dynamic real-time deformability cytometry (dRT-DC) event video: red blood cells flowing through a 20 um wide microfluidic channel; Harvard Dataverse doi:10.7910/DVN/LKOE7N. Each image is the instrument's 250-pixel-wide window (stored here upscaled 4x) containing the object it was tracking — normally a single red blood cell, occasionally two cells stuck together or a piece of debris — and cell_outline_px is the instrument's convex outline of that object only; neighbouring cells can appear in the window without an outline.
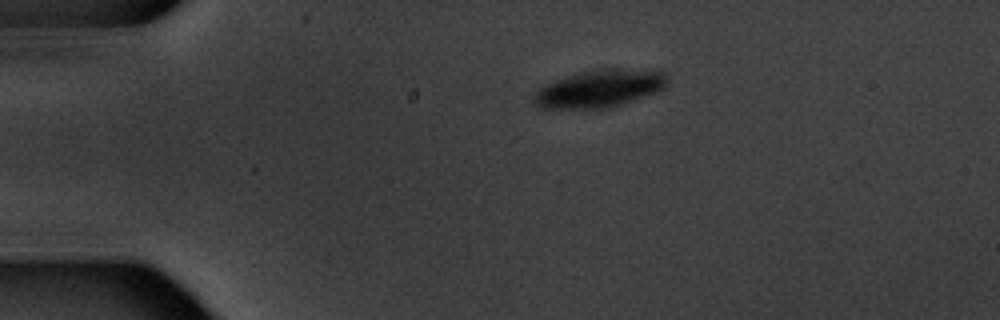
{"species": "common noctule bat (a hibernating species)", "species_latin": "Nyctalus noctula", "temperature_condition": "warm", "stored_images_in_passage": 13, "camera_frame_rate_fps": 3000, "um_per_image_px": 0.085, "animal": {"sex": "male", "body_mass_g": 20.1, "forearm_length_mm": 53.5}, "frame": {"image": 1, "passage_image": 1, "time_ms": 0.0, "image_size_px": [1000, 320], "cell_outline_px": [[668, 84], [664, 88], [656, 92], [608, 108], [544, 108], [536, 104], [536, 92], [544, 84], [568, 76], [596, 68], [660, 68], [664, 72], [668, 80]], "centroid_in_image_um": [51.09, 7.48], "position_along_channel_um": 33.9, "area_um2": 29.25}}
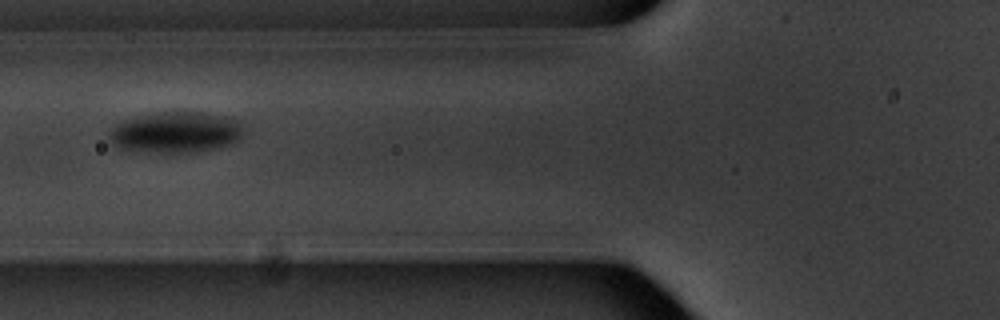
{"frame": {"image": 2, "passage_image": 4, "time_ms": 3.667, "image_size_px": [1000, 320], "cell_outline_px": [[240, 136], [232, 144], [220, 148], [196, 152], [156, 152], [116, 148], [108, 140], [108, 136], [112, 128], [116, 124], [124, 120], [140, 116], [164, 112], [200, 112], [228, 116], [240, 120]], "centroid_in_image_um": [14.93, 11.25], "position_along_channel_um": 110.9, "area_um2": 32.02}}
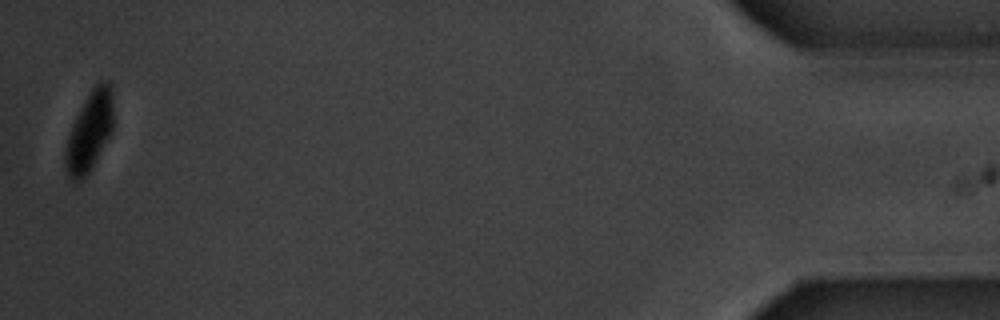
{"frame": {"image": 3, "passage_image": 13, "time_ms": 15.333, "image_size_px": [1000, 320], "cell_outline_px": [[112, 132], [88, 172], [80, 180], [72, 180], [68, 176], [64, 168], [64, 148], [72, 124], [76, 116], [92, 88], [100, 80], [108, 80], [112, 84]], "centroid_in_image_um": [7.59, 11.15], "position_along_channel_um": 427.6, "area_um2": 22.08}}